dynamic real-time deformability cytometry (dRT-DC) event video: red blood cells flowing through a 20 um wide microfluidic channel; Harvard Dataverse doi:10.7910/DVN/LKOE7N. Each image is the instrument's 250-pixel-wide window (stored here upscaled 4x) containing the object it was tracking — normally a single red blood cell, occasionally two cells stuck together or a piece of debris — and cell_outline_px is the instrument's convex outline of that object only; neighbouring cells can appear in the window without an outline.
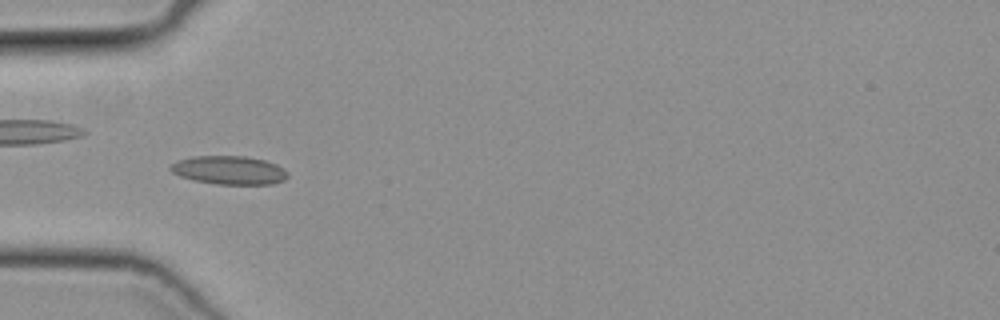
{"species": "common noctule bat (a hibernating species)", "species_latin": "Nyctalus noctula", "temperature_condition": "cold", "stored_images_in_passage": 49, "camera_frame_rate_fps": 3000, "um_per_image_px": 0.085, "animal": {"sex": "female", "body_mass_g": 19.3, "forearm_length_mm": 54.1}, "frame": {"image": 1, "passage_image": 15, "time_ms": 4.667, "image_size_px": [1000, 320], "cell_outline_px": [[288, 176], [284, 180], [272, 184], [216, 184], [192, 180], [180, 176], [172, 172], [168, 168], [172, 164], [180, 160], [192, 156], [244, 156], [264, 160], [276, 164], [284, 168], [288, 172]], "centroid_in_image_um": [19.49, 14.47], "position_along_channel_um": 65.5, "area_um2": 19.48}}
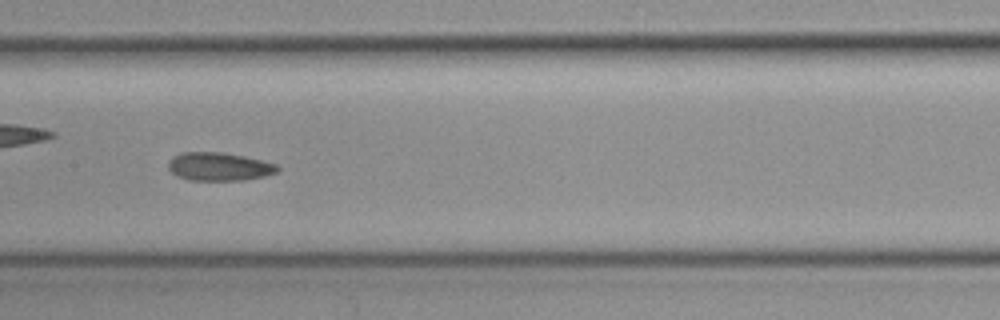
{"frame": {"image": 2, "passage_image": 24, "time_ms": 7.667, "image_size_px": [1000, 320], "cell_outline_px": [[280, 168], [276, 172], [264, 176], [244, 180], [188, 180], [176, 176], [168, 168], [168, 160], [172, 156], [180, 152], [224, 152], [244, 156], [276, 164]], "centroid_in_image_um": [18.57, 14.15], "position_along_channel_um": 188.8, "area_um2": 18.09}}
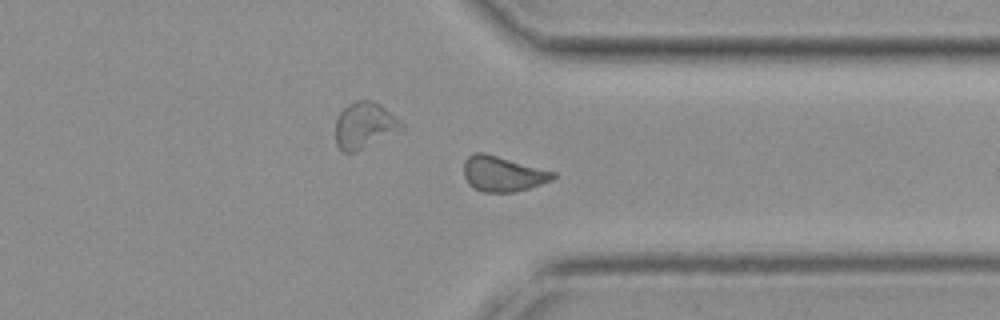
{"frame": {"image": 3, "passage_image": 37, "time_ms": 12.0, "image_size_px": [1000, 320], "cell_outline_px": [[556, 176], [552, 180], [516, 192], [484, 192], [472, 188], [468, 184], [464, 176], [464, 160], [468, 156], [476, 152], [484, 152], [556, 172]], "centroid_in_image_um": [42.71, 14.77], "position_along_channel_um": 368.7, "area_um2": 18.44}}